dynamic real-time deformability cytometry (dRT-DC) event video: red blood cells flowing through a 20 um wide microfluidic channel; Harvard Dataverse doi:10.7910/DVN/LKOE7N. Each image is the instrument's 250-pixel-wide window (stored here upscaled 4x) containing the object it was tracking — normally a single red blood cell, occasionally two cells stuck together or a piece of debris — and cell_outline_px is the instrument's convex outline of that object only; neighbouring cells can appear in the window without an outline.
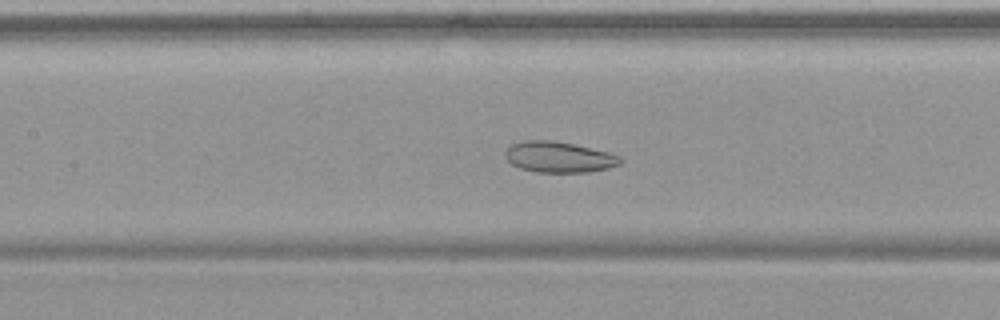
{"species": "common noctule bat (a hibernating species)", "species_latin": "Nyctalus noctula", "temperature_condition": "warm", "stored_images_in_passage": 55, "camera_frame_rate_fps": 3000, "um_per_image_px": 0.085, "animal": {"sex": "female", "body_mass_g": 19.9}, "frame": {"image": 1, "passage_image": 26, "time_ms": 8.333, "image_size_px": [1000, 320], "cell_outline_px": [[624, 160], [620, 164], [608, 168], [588, 172], [536, 172], [520, 168], [512, 164], [504, 156], [504, 152], [512, 144], [524, 140], [552, 140], [572, 144], [608, 152], [620, 156]], "centroid_in_image_um": [47.5, 13.35], "position_along_channel_um": 159.9, "area_um2": 20.63}}
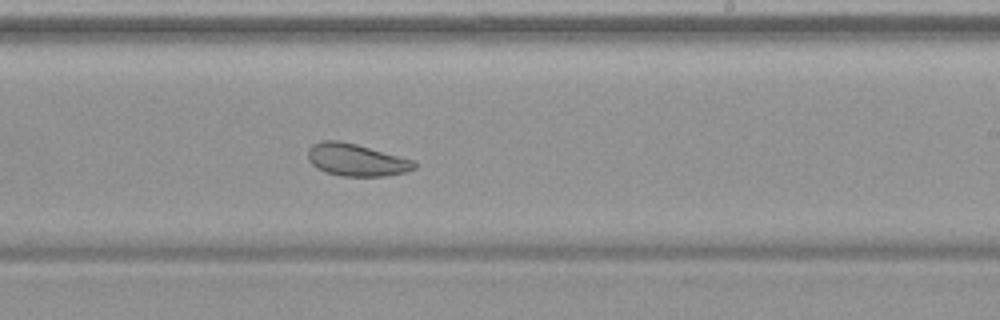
{"frame": {"image": 2, "passage_image": 34, "time_ms": 11.0, "image_size_px": [1000, 320], "cell_outline_px": [[416, 168], [404, 172], [384, 176], [340, 176], [324, 172], [316, 168], [308, 160], [308, 148], [312, 144], [320, 140], [340, 140], [356, 144], [416, 160]], "centroid_in_image_um": [30.26, 13.58], "position_along_channel_um": 258.7, "area_um2": 20.29}}
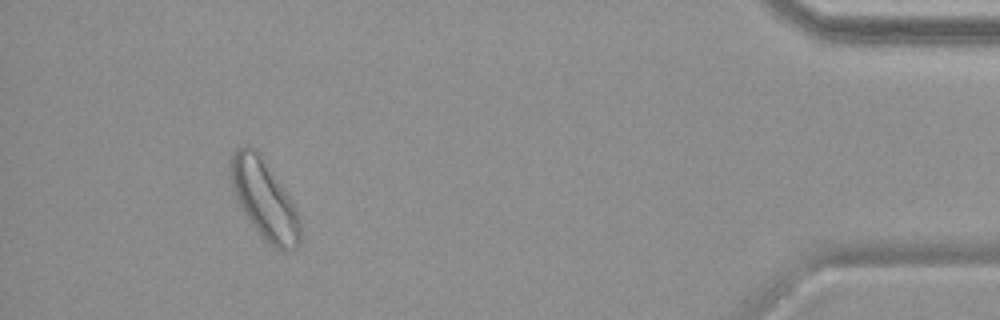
{"frame": {"image": 3, "passage_image": 51, "time_ms": 16.667, "image_size_px": [1000, 320], "cell_outline_px": [[300, 244], [296, 248], [288, 252], [276, 248], [248, 220], [236, 196], [228, 176], [228, 164], [232, 152], [244, 144], [248, 144], [256, 148], [260, 152], [292, 200], [296, 208], [300, 220]], "centroid_in_image_um": [22.45, 16.86], "position_along_channel_um": 412.8, "area_um2": 32.25}, "authors_computed_cell_mechanics": {"area_um2": 27.455, "velocity_mm_per_s": 3.7271, "shape_relaxation_time_tau1_ms": 9.1637, "shape_relaxation_time_tau2_ms": 2.3667, "deformation_change_tau1": 0.0863, "deformation_change_tau2": 0.0866}}